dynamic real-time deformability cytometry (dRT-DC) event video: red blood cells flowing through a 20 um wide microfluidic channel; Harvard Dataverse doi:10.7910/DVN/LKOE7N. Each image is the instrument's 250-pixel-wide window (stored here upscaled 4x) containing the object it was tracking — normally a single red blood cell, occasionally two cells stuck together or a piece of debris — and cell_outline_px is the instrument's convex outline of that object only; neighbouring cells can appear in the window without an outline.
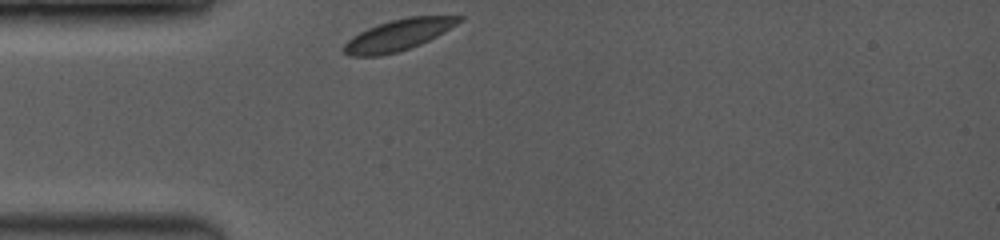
{"species": "common noctule bat (a hibernating species)", "species_latin": "Nyctalus noctula", "temperature_condition": "room temperature", "stored_images_in_passage": 3, "camera_frame_rate_fps": 3500, "um_per_image_px": 0.085, "animal": {"sex": "female", "body_mass_g": 19.0, "forearm_length_mm": 53.3}, "frame": {"image": 1, "passage_image": 1, "time_ms": 0.0, "image_size_px": [1000, 240], "cell_outline_px": [[464, 20], [444, 32], [420, 44], [396, 52], [380, 56], [348, 56], [340, 48], [352, 36], [368, 28], [392, 20], [408, 16], [464, 16]], "centroid_in_image_um": [33.84, 2.97], "position_along_channel_um": 51.2, "area_um2": 20.81}}
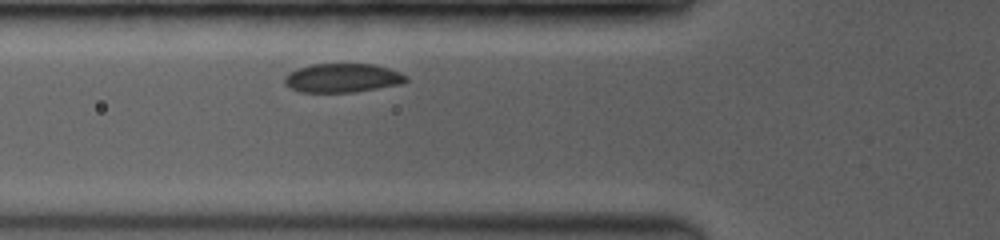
{"frame": {"image": 2, "passage_image": 3, "time_ms": 1.429, "image_size_px": [1000, 240], "cell_outline_px": [[408, 80], [400, 84], [356, 92], [300, 92], [284, 84], [284, 76], [300, 68], [312, 64], [372, 64], [388, 68], [400, 72], [408, 76]], "centroid_in_image_um": [29.13, 6.63], "position_along_channel_um": 96.7, "area_um2": 20.35}}